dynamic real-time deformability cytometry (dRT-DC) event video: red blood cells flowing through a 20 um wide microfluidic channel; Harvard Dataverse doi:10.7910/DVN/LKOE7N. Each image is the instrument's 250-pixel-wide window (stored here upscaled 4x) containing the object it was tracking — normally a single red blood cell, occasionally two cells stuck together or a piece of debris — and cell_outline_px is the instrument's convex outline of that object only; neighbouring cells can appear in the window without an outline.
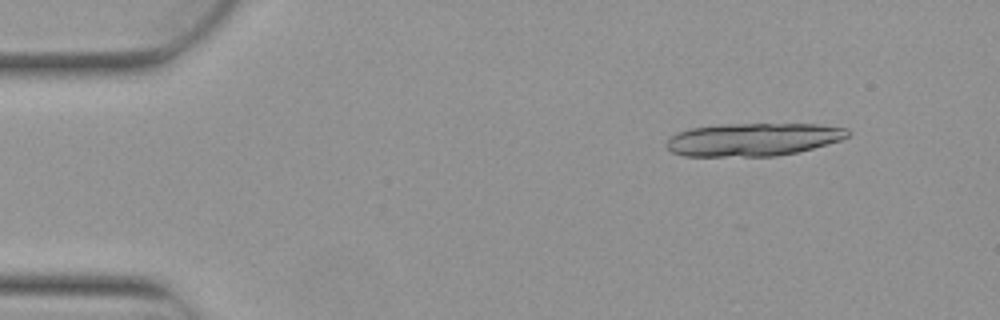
{"species": "Egyptian fruit bat (a non-hibernating species)", "species_latin": "Rousettus aegyptiacus", "temperature_condition": "warm", "stored_images_in_passage": 7, "camera_frame_rate_fps": 3000, "um_per_image_px": 0.085, "animal": {"sex": "female"}, "frame": {"image": 1, "passage_image": 2, "time_ms": 0.333, "image_size_px": [1000, 320], "cell_outline_px": [[848, 136], [840, 140], [812, 148], [796, 152], [776, 156], [684, 156], [672, 152], [668, 148], [668, 136], [676, 132], [692, 128], [724, 124], [816, 124], [848, 128]], "centroid_in_image_um": [63.99, 11.85], "position_along_channel_um": 21.0, "area_um2": 34.62}}
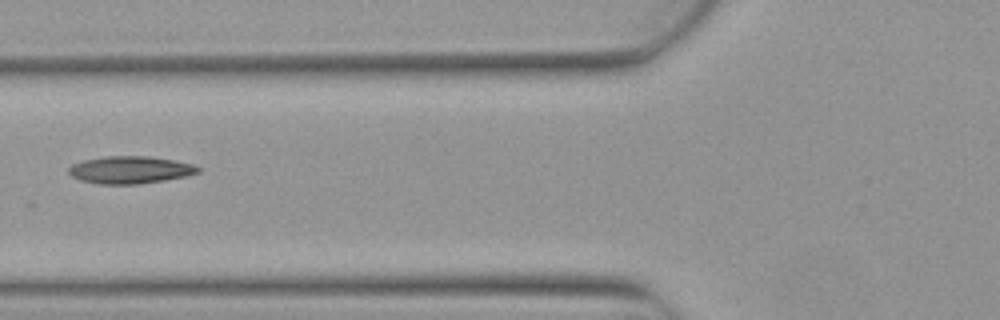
{"frame": {"image": 2, "passage_image": 6, "time_ms": 1.667, "image_size_px": [1000, 320], "cell_outline_px": [[200, 172], [188, 176], [164, 180], [136, 184], [100, 184], [80, 180], [72, 176], [68, 172], [68, 168], [72, 164], [84, 160], [104, 156], [148, 156], [172, 160], [192, 164], [200, 168]], "centroid_in_image_um": [11.05, 14.44], "position_along_channel_um": 114.7, "area_um2": 20.58}}
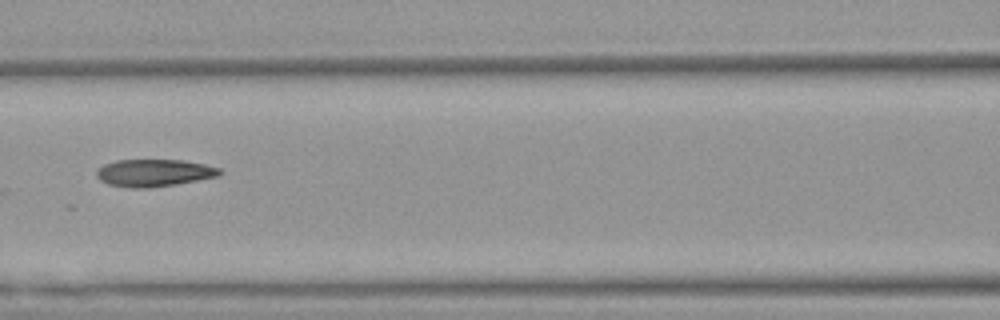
{"frame": {"image": 3, "passage_image": 7, "time_ms": 2.0, "image_size_px": [1000, 320], "cell_outline_px": [[224, 172], [220, 176], [176, 184], [148, 188], [132, 188], [108, 184], [100, 180], [96, 176], [96, 172], [104, 164], [116, 160], [184, 160], [204, 164], [220, 168]], "centroid_in_image_um": [13.13, 14.69], "position_along_channel_um": 153.5, "area_um2": 19.65}}